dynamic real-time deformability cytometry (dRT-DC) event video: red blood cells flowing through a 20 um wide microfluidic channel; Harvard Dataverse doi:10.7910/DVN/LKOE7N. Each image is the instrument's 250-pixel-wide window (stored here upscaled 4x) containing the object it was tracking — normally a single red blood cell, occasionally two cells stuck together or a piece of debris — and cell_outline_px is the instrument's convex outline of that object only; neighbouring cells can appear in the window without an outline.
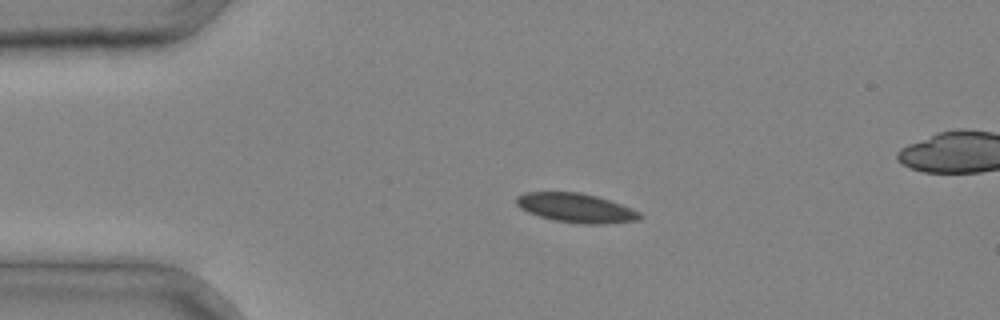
{"species": "common noctule bat (a hibernating species)", "species_latin": "Nyctalus noctula", "temperature_condition": "cold", "stored_images_in_passage": 3, "camera_frame_rate_fps": 3000, "um_per_image_px": 0.085, "animal": {"sex": "male", "body_mass_g": 20.4}, "frame": {"image": 1, "passage_image": 1, "time_ms": 0.0, "image_size_px": [1000, 320], "cell_outline_px": [[644, 216], [640, 220], [608, 224], [584, 224], [552, 220], [528, 212], [520, 208], [516, 204], [516, 196], [524, 192], [580, 192], [596, 196], [632, 208], [640, 212]], "centroid_in_image_um": [48.98, 17.68], "position_along_channel_um": 36.0, "area_um2": 21.15}}